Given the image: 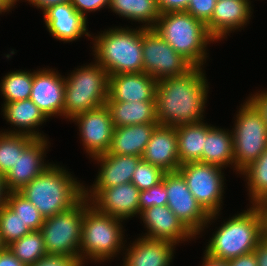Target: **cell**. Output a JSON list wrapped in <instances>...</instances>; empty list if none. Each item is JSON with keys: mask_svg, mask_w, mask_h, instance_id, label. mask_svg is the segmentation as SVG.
Returning a JSON list of instances; mask_svg holds the SVG:
<instances>
[{"mask_svg": "<svg viewBox=\"0 0 267 266\" xmlns=\"http://www.w3.org/2000/svg\"><path fill=\"white\" fill-rule=\"evenodd\" d=\"M153 29L193 67H202L208 57L205 47L216 41L206 24L186 11L160 14Z\"/></svg>", "mask_w": 267, "mask_h": 266, "instance_id": "cell-4", "label": "cell"}, {"mask_svg": "<svg viewBox=\"0 0 267 266\" xmlns=\"http://www.w3.org/2000/svg\"><path fill=\"white\" fill-rule=\"evenodd\" d=\"M11 8L3 1L0 0V13L6 12L7 10L9 11Z\"/></svg>", "mask_w": 267, "mask_h": 266, "instance_id": "cell-50", "label": "cell"}, {"mask_svg": "<svg viewBox=\"0 0 267 266\" xmlns=\"http://www.w3.org/2000/svg\"><path fill=\"white\" fill-rule=\"evenodd\" d=\"M28 266H83L79 258L67 255L47 254L36 263Z\"/></svg>", "mask_w": 267, "mask_h": 266, "instance_id": "cell-39", "label": "cell"}, {"mask_svg": "<svg viewBox=\"0 0 267 266\" xmlns=\"http://www.w3.org/2000/svg\"><path fill=\"white\" fill-rule=\"evenodd\" d=\"M70 3L85 19L87 12L100 10L106 5L110 6V0H70Z\"/></svg>", "mask_w": 267, "mask_h": 266, "instance_id": "cell-40", "label": "cell"}, {"mask_svg": "<svg viewBox=\"0 0 267 266\" xmlns=\"http://www.w3.org/2000/svg\"><path fill=\"white\" fill-rule=\"evenodd\" d=\"M71 120L78 123L84 148L91 158L108 152L114 125L106 104L79 114Z\"/></svg>", "mask_w": 267, "mask_h": 266, "instance_id": "cell-14", "label": "cell"}, {"mask_svg": "<svg viewBox=\"0 0 267 266\" xmlns=\"http://www.w3.org/2000/svg\"><path fill=\"white\" fill-rule=\"evenodd\" d=\"M201 67L157 82L156 116L159 125L179 126L202 122L208 84Z\"/></svg>", "mask_w": 267, "mask_h": 266, "instance_id": "cell-1", "label": "cell"}, {"mask_svg": "<svg viewBox=\"0 0 267 266\" xmlns=\"http://www.w3.org/2000/svg\"><path fill=\"white\" fill-rule=\"evenodd\" d=\"M7 190L4 183L3 176L0 175V208L6 204Z\"/></svg>", "mask_w": 267, "mask_h": 266, "instance_id": "cell-48", "label": "cell"}, {"mask_svg": "<svg viewBox=\"0 0 267 266\" xmlns=\"http://www.w3.org/2000/svg\"><path fill=\"white\" fill-rule=\"evenodd\" d=\"M190 0H157L161 14L167 12L186 11Z\"/></svg>", "mask_w": 267, "mask_h": 266, "instance_id": "cell-41", "label": "cell"}, {"mask_svg": "<svg viewBox=\"0 0 267 266\" xmlns=\"http://www.w3.org/2000/svg\"><path fill=\"white\" fill-rule=\"evenodd\" d=\"M229 266H257V259L254 252L241 255L228 260Z\"/></svg>", "mask_w": 267, "mask_h": 266, "instance_id": "cell-45", "label": "cell"}, {"mask_svg": "<svg viewBox=\"0 0 267 266\" xmlns=\"http://www.w3.org/2000/svg\"><path fill=\"white\" fill-rule=\"evenodd\" d=\"M165 173L161 168L141 159L133 173L131 183L140 191L147 190L162 182Z\"/></svg>", "mask_w": 267, "mask_h": 266, "instance_id": "cell-36", "label": "cell"}, {"mask_svg": "<svg viewBox=\"0 0 267 266\" xmlns=\"http://www.w3.org/2000/svg\"><path fill=\"white\" fill-rule=\"evenodd\" d=\"M157 82L145 72L111 75L106 102L155 101Z\"/></svg>", "mask_w": 267, "mask_h": 266, "instance_id": "cell-17", "label": "cell"}, {"mask_svg": "<svg viewBox=\"0 0 267 266\" xmlns=\"http://www.w3.org/2000/svg\"><path fill=\"white\" fill-rule=\"evenodd\" d=\"M239 174L246 175L251 203L258 205L267 196V149Z\"/></svg>", "mask_w": 267, "mask_h": 266, "instance_id": "cell-30", "label": "cell"}, {"mask_svg": "<svg viewBox=\"0 0 267 266\" xmlns=\"http://www.w3.org/2000/svg\"><path fill=\"white\" fill-rule=\"evenodd\" d=\"M217 0H190L186 12L206 24L212 17Z\"/></svg>", "mask_w": 267, "mask_h": 266, "instance_id": "cell-38", "label": "cell"}, {"mask_svg": "<svg viewBox=\"0 0 267 266\" xmlns=\"http://www.w3.org/2000/svg\"><path fill=\"white\" fill-rule=\"evenodd\" d=\"M201 162L221 168L234 164L232 133L207 124ZM224 166V167H223Z\"/></svg>", "mask_w": 267, "mask_h": 266, "instance_id": "cell-27", "label": "cell"}, {"mask_svg": "<svg viewBox=\"0 0 267 266\" xmlns=\"http://www.w3.org/2000/svg\"><path fill=\"white\" fill-rule=\"evenodd\" d=\"M3 105V116L7 122L22 129L7 131V133L27 135L34 139L45 138L44 135L33 129L40 124L42 125L47 117L31 99L4 103Z\"/></svg>", "mask_w": 267, "mask_h": 266, "instance_id": "cell-25", "label": "cell"}, {"mask_svg": "<svg viewBox=\"0 0 267 266\" xmlns=\"http://www.w3.org/2000/svg\"><path fill=\"white\" fill-rule=\"evenodd\" d=\"M232 130L234 168L239 173L267 149V126L247 100L237 114Z\"/></svg>", "mask_w": 267, "mask_h": 266, "instance_id": "cell-9", "label": "cell"}, {"mask_svg": "<svg viewBox=\"0 0 267 266\" xmlns=\"http://www.w3.org/2000/svg\"><path fill=\"white\" fill-rule=\"evenodd\" d=\"M174 245L166 240L138 238L126 249L123 266H170Z\"/></svg>", "mask_w": 267, "mask_h": 266, "instance_id": "cell-22", "label": "cell"}, {"mask_svg": "<svg viewBox=\"0 0 267 266\" xmlns=\"http://www.w3.org/2000/svg\"><path fill=\"white\" fill-rule=\"evenodd\" d=\"M222 168L203 163L189 162L177 170L201 207L210 215L208 222L216 218L221 209L224 192Z\"/></svg>", "mask_w": 267, "mask_h": 266, "instance_id": "cell-10", "label": "cell"}, {"mask_svg": "<svg viewBox=\"0 0 267 266\" xmlns=\"http://www.w3.org/2000/svg\"><path fill=\"white\" fill-rule=\"evenodd\" d=\"M10 8L14 7V4L18 1V0H3Z\"/></svg>", "mask_w": 267, "mask_h": 266, "instance_id": "cell-51", "label": "cell"}, {"mask_svg": "<svg viewBox=\"0 0 267 266\" xmlns=\"http://www.w3.org/2000/svg\"><path fill=\"white\" fill-rule=\"evenodd\" d=\"M249 0H217L211 19L206 23L209 34L216 40L247 24L251 17Z\"/></svg>", "mask_w": 267, "mask_h": 266, "instance_id": "cell-21", "label": "cell"}, {"mask_svg": "<svg viewBox=\"0 0 267 266\" xmlns=\"http://www.w3.org/2000/svg\"><path fill=\"white\" fill-rule=\"evenodd\" d=\"M110 9L124 18L145 23L144 28H154L160 11L157 0H110Z\"/></svg>", "mask_w": 267, "mask_h": 266, "instance_id": "cell-29", "label": "cell"}, {"mask_svg": "<svg viewBox=\"0 0 267 266\" xmlns=\"http://www.w3.org/2000/svg\"><path fill=\"white\" fill-rule=\"evenodd\" d=\"M94 40L95 61L109 76L143 72L142 27L109 29Z\"/></svg>", "mask_w": 267, "mask_h": 266, "instance_id": "cell-5", "label": "cell"}, {"mask_svg": "<svg viewBox=\"0 0 267 266\" xmlns=\"http://www.w3.org/2000/svg\"><path fill=\"white\" fill-rule=\"evenodd\" d=\"M261 114L262 120L267 126V91L256 93L251 98L247 99Z\"/></svg>", "mask_w": 267, "mask_h": 266, "instance_id": "cell-42", "label": "cell"}, {"mask_svg": "<svg viewBox=\"0 0 267 266\" xmlns=\"http://www.w3.org/2000/svg\"><path fill=\"white\" fill-rule=\"evenodd\" d=\"M143 72L160 81L187 73L193 66L153 28L142 26Z\"/></svg>", "mask_w": 267, "mask_h": 266, "instance_id": "cell-11", "label": "cell"}, {"mask_svg": "<svg viewBox=\"0 0 267 266\" xmlns=\"http://www.w3.org/2000/svg\"><path fill=\"white\" fill-rule=\"evenodd\" d=\"M148 234L143 237L149 239L166 240L171 243L188 240L194 235L184 226L174 212L167 206H153L143 210L140 214Z\"/></svg>", "mask_w": 267, "mask_h": 266, "instance_id": "cell-18", "label": "cell"}, {"mask_svg": "<svg viewBox=\"0 0 267 266\" xmlns=\"http://www.w3.org/2000/svg\"><path fill=\"white\" fill-rule=\"evenodd\" d=\"M45 25L50 34L61 41L72 42L82 35L91 36L87 30V19L70 3L57 4L44 12Z\"/></svg>", "mask_w": 267, "mask_h": 266, "instance_id": "cell-20", "label": "cell"}, {"mask_svg": "<svg viewBox=\"0 0 267 266\" xmlns=\"http://www.w3.org/2000/svg\"><path fill=\"white\" fill-rule=\"evenodd\" d=\"M35 139L21 134L0 133V175L5 176L7 172L15 165L18 156Z\"/></svg>", "mask_w": 267, "mask_h": 266, "instance_id": "cell-31", "label": "cell"}, {"mask_svg": "<svg viewBox=\"0 0 267 266\" xmlns=\"http://www.w3.org/2000/svg\"><path fill=\"white\" fill-rule=\"evenodd\" d=\"M85 197L90 204L100 213L110 215L121 220L140 215L139 194L140 190L130 183L113 186L110 188H85ZM92 190V191H91Z\"/></svg>", "mask_w": 267, "mask_h": 266, "instance_id": "cell-13", "label": "cell"}, {"mask_svg": "<svg viewBox=\"0 0 267 266\" xmlns=\"http://www.w3.org/2000/svg\"><path fill=\"white\" fill-rule=\"evenodd\" d=\"M158 125L159 123H144L114 127L107 153L142 157L152 133Z\"/></svg>", "mask_w": 267, "mask_h": 266, "instance_id": "cell-24", "label": "cell"}, {"mask_svg": "<svg viewBox=\"0 0 267 266\" xmlns=\"http://www.w3.org/2000/svg\"><path fill=\"white\" fill-rule=\"evenodd\" d=\"M202 266H229L227 260L215 259L208 254L204 253Z\"/></svg>", "mask_w": 267, "mask_h": 266, "instance_id": "cell-47", "label": "cell"}, {"mask_svg": "<svg viewBox=\"0 0 267 266\" xmlns=\"http://www.w3.org/2000/svg\"><path fill=\"white\" fill-rule=\"evenodd\" d=\"M120 221L123 220L100 213L92 205L84 211L79 252L82 264L87 258L104 262L117 255L124 238Z\"/></svg>", "mask_w": 267, "mask_h": 266, "instance_id": "cell-7", "label": "cell"}, {"mask_svg": "<svg viewBox=\"0 0 267 266\" xmlns=\"http://www.w3.org/2000/svg\"><path fill=\"white\" fill-rule=\"evenodd\" d=\"M6 247H7V246L4 244L3 239H2V237H1V235H0V251H1V250H4Z\"/></svg>", "mask_w": 267, "mask_h": 266, "instance_id": "cell-52", "label": "cell"}, {"mask_svg": "<svg viewBox=\"0 0 267 266\" xmlns=\"http://www.w3.org/2000/svg\"><path fill=\"white\" fill-rule=\"evenodd\" d=\"M31 230L22 222L18 214L5 204L0 208V235L6 246L21 239Z\"/></svg>", "mask_w": 267, "mask_h": 266, "instance_id": "cell-35", "label": "cell"}, {"mask_svg": "<svg viewBox=\"0 0 267 266\" xmlns=\"http://www.w3.org/2000/svg\"><path fill=\"white\" fill-rule=\"evenodd\" d=\"M0 266H27L6 247L0 251Z\"/></svg>", "mask_w": 267, "mask_h": 266, "instance_id": "cell-44", "label": "cell"}, {"mask_svg": "<svg viewBox=\"0 0 267 266\" xmlns=\"http://www.w3.org/2000/svg\"><path fill=\"white\" fill-rule=\"evenodd\" d=\"M142 159L163 171L176 172L179 163L177 134L174 126L158 125L146 146Z\"/></svg>", "mask_w": 267, "mask_h": 266, "instance_id": "cell-19", "label": "cell"}, {"mask_svg": "<svg viewBox=\"0 0 267 266\" xmlns=\"http://www.w3.org/2000/svg\"><path fill=\"white\" fill-rule=\"evenodd\" d=\"M51 69L33 72V84L30 99L49 118L63 116L65 77Z\"/></svg>", "mask_w": 267, "mask_h": 266, "instance_id": "cell-15", "label": "cell"}, {"mask_svg": "<svg viewBox=\"0 0 267 266\" xmlns=\"http://www.w3.org/2000/svg\"><path fill=\"white\" fill-rule=\"evenodd\" d=\"M164 186L167 206L194 236L200 234L210 215L194 198L183 176L178 171L165 173Z\"/></svg>", "mask_w": 267, "mask_h": 266, "instance_id": "cell-12", "label": "cell"}, {"mask_svg": "<svg viewBox=\"0 0 267 266\" xmlns=\"http://www.w3.org/2000/svg\"><path fill=\"white\" fill-rule=\"evenodd\" d=\"M47 139H35L22 153L13 167L3 177L7 192H18L51 164H44Z\"/></svg>", "mask_w": 267, "mask_h": 266, "instance_id": "cell-16", "label": "cell"}, {"mask_svg": "<svg viewBox=\"0 0 267 266\" xmlns=\"http://www.w3.org/2000/svg\"><path fill=\"white\" fill-rule=\"evenodd\" d=\"M7 247L27 266L36 263L47 255L43 235L40 230L31 231Z\"/></svg>", "mask_w": 267, "mask_h": 266, "instance_id": "cell-32", "label": "cell"}, {"mask_svg": "<svg viewBox=\"0 0 267 266\" xmlns=\"http://www.w3.org/2000/svg\"><path fill=\"white\" fill-rule=\"evenodd\" d=\"M6 204L18 214V217L31 231H38L45 218L39 210L19 192H7Z\"/></svg>", "mask_w": 267, "mask_h": 266, "instance_id": "cell-34", "label": "cell"}, {"mask_svg": "<svg viewBox=\"0 0 267 266\" xmlns=\"http://www.w3.org/2000/svg\"><path fill=\"white\" fill-rule=\"evenodd\" d=\"M257 266H267V235H265L254 249Z\"/></svg>", "mask_w": 267, "mask_h": 266, "instance_id": "cell-43", "label": "cell"}, {"mask_svg": "<svg viewBox=\"0 0 267 266\" xmlns=\"http://www.w3.org/2000/svg\"><path fill=\"white\" fill-rule=\"evenodd\" d=\"M0 83L4 103L30 99L33 84V72H9Z\"/></svg>", "mask_w": 267, "mask_h": 266, "instance_id": "cell-33", "label": "cell"}, {"mask_svg": "<svg viewBox=\"0 0 267 266\" xmlns=\"http://www.w3.org/2000/svg\"><path fill=\"white\" fill-rule=\"evenodd\" d=\"M29 3H31L34 6H37L38 8L42 9L44 12L46 9L55 6L57 4H63L70 2V0H27Z\"/></svg>", "mask_w": 267, "mask_h": 266, "instance_id": "cell-46", "label": "cell"}, {"mask_svg": "<svg viewBox=\"0 0 267 266\" xmlns=\"http://www.w3.org/2000/svg\"><path fill=\"white\" fill-rule=\"evenodd\" d=\"M68 174L66 169L51 164L20 191L44 218L66 211L85 196V186Z\"/></svg>", "mask_w": 267, "mask_h": 266, "instance_id": "cell-2", "label": "cell"}, {"mask_svg": "<svg viewBox=\"0 0 267 266\" xmlns=\"http://www.w3.org/2000/svg\"><path fill=\"white\" fill-rule=\"evenodd\" d=\"M114 127L158 123L156 101L106 102Z\"/></svg>", "mask_w": 267, "mask_h": 266, "instance_id": "cell-26", "label": "cell"}, {"mask_svg": "<svg viewBox=\"0 0 267 266\" xmlns=\"http://www.w3.org/2000/svg\"><path fill=\"white\" fill-rule=\"evenodd\" d=\"M264 236L263 212L259 205H253L224 222L210 239L205 253L228 261L253 252Z\"/></svg>", "mask_w": 267, "mask_h": 266, "instance_id": "cell-3", "label": "cell"}, {"mask_svg": "<svg viewBox=\"0 0 267 266\" xmlns=\"http://www.w3.org/2000/svg\"><path fill=\"white\" fill-rule=\"evenodd\" d=\"M177 146L180 165L201 162L207 136V124L198 122L176 126Z\"/></svg>", "mask_w": 267, "mask_h": 266, "instance_id": "cell-28", "label": "cell"}, {"mask_svg": "<svg viewBox=\"0 0 267 266\" xmlns=\"http://www.w3.org/2000/svg\"><path fill=\"white\" fill-rule=\"evenodd\" d=\"M93 158L97 162H100L101 170L92 188H110L124 183H130L137 164L142 159L139 156L109 153H104Z\"/></svg>", "mask_w": 267, "mask_h": 266, "instance_id": "cell-23", "label": "cell"}, {"mask_svg": "<svg viewBox=\"0 0 267 266\" xmlns=\"http://www.w3.org/2000/svg\"><path fill=\"white\" fill-rule=\"evenodd\" d=\"M167 205V193L164 186V177L162 182L147 190L140 191L139 209L140 214L143 210L153 206Z\"/></svg>", "mask_w": 267, "mask_h": 266, "instance_id": "cell-37", "label": "cell"}, {"mask_svg": "<svg viewBox=\"0 0 267 266\" xmlns=\"http://www.w3.org/2000/svg\"><path fill=\"white\" fill-rule=\"evenodd\" d=\"M109 75L97 62L74 70L65 78L63 116L73 119L79 114L106 104Z\"/></svg>", "mask_w": 267, "mask_h": 266, "instance_id": "cell-6", "label": "cell"}, {"mask_svg": "<svg viewBox=\"0 0 267 266\" xmlns=\"http://www.w3.org/2000/svg\"><path fill=\"white\" fill-rule=\"evenodd\" d=\"M263 212L264 224H265V235H267V200H262L258 204Z\"/></svg>", "mask_w": 267, "mask_h": 266, "instance_id": "cell-49", "label": "cell"}, {"mask_svg": "<svg viewBox=\"0 0 267 266\" xmlns=\"http://www.w3.org/2000/svg\"><path fill=\"white\" fill-rule=\"evenodd\" d=\"M84 196L70 209L45 218L41 226L47 254L79 258L84 211L91 205Z\"/></svg>", "mask_w": 267, "mask_h": 266, "instance_id": "cell-8", "label": "cell"}]
</instances>
